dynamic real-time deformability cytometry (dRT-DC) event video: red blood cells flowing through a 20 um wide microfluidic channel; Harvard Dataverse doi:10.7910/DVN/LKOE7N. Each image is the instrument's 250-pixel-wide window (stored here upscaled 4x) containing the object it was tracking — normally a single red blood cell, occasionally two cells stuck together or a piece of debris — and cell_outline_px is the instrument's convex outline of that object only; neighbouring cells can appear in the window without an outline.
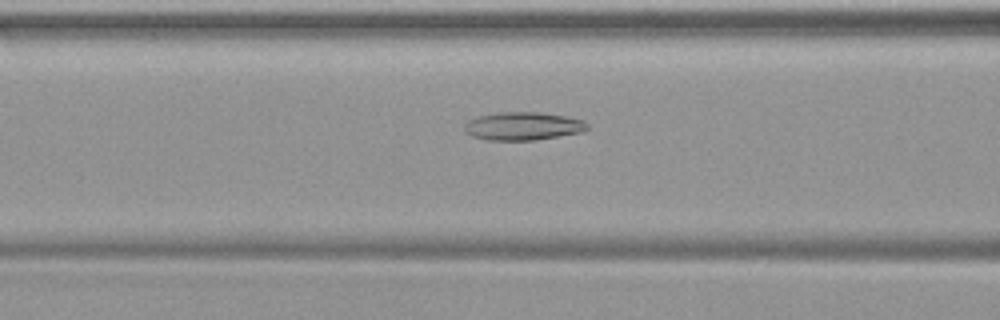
{"species": "common noctule bat (a hibernating species)", "species_latin": "Nyctalus noctula", "temperature_condition": "warm", "stored_images_in_passage": 49, "camera_frame_rate_fps": 3000, "um_per_image_px": 0.085, "animal": {"sex": "female", "body_mass_g": 19.9}, "frame": {"image": 1, "passage_image": 20, "time_ms": 6.333, "image_size_px": [1000, 320], "cell_outline_px": [[588, 128], [584, 132], [536, 140], [488, 140], [472, 136], [464, 132], [464, 124], [468, 120], [476, 116], [500, 112], [536, 112], [568, 116], [584, 120], [588, 124]], "centroid_in_image_um": [44.46, 10.72], "position_along_channel_um": 122.1, "area_um2": 20.4}}
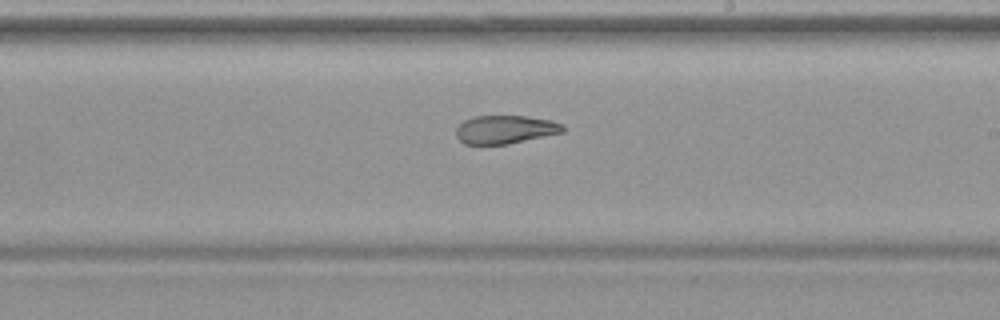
{"frame": {"image": 2, "passage_image": 29, "time_ms": 9.333, "image_size_px": [1000, 320], "cell_outline_px": [[564, 132], [508, 144], [464, 144], [456, 136], [456, 128], [464, 120], [472, 116], [528, 116], [552, 120], [564, 124]], "centroid_in_image_um": [42.95, 11.0], "position_along_channel_um": 246.0, "area_um2": 17.74}}
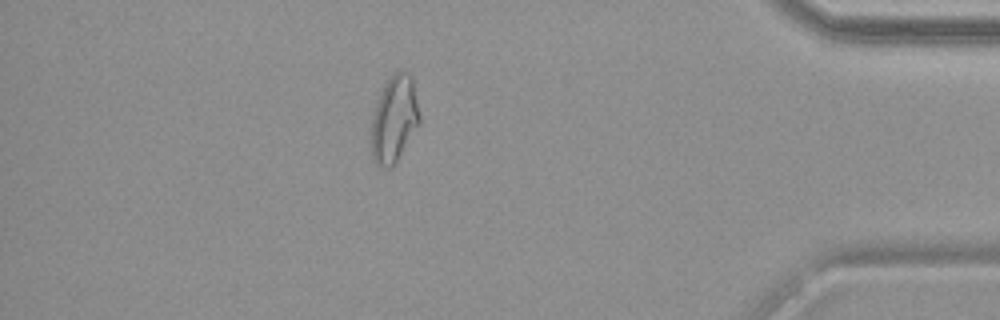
{"frame": {"image": 3, "passage_image": 43, "time_ms": 14.0, "image_size_px": [1000, 320], "cell_outline_px": [[420, 124], [396, 164], [392, 168], [380, 168], [372, 160], [372, 116], [380, 92], [384, 84], [392, 72], [400, 68], [404, 68], [412, 76], [420, 116]], "centroid_in_image_um": [33.52, 10.11], "position_along_channel_um": 401.7, "area_um2": 25.03}}